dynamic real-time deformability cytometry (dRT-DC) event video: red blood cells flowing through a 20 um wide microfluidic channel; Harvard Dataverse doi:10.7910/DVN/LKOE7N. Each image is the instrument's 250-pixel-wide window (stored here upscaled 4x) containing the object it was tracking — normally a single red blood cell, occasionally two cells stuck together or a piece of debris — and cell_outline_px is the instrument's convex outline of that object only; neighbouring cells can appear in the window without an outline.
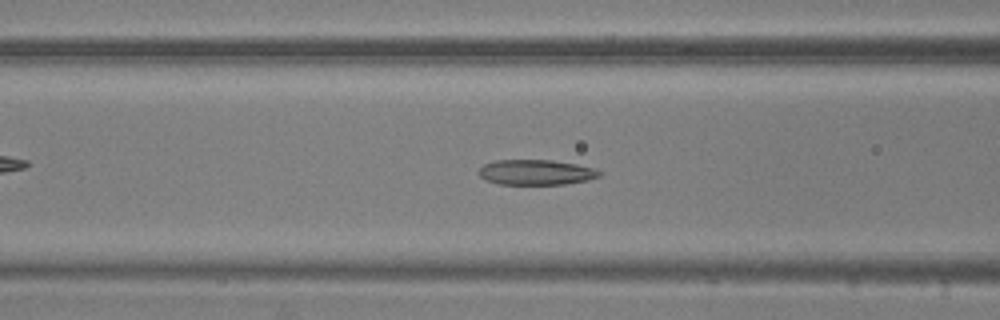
{"species": "common noctule bat (a hibernating species)", "species_latin": "Nyctalus noctula", "temperature_condition": "warm", "stored_images_in_passage": 52, "camera_frame_rate_fps": 3000, "um_per_image_px": 0.085, "animal": {"sex": "male", "body_mass_g": 20.5, "forearm_length_mm": 52.5}, "frame": {"image": 1, "passage_image": 19, "time_ms": 6.0, "image_size_px": [1000, 320], "cell_outline_px": [[600, 176], [588, 180], [564, 184], [500, 184], [484, 180], [480, 176], [480, 168], [484, 164], [496, 160], [552, 160], [576, 164], [592, 168], [600, 172]], "centroid_in_image_um": [45.54, 14.64], "position_along_channel_um": 121.1, "area_um2": 17.57}}
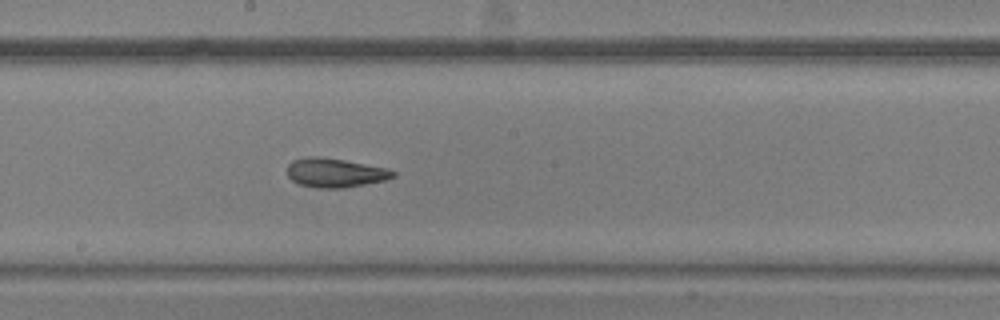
{"frame": {"image": 2, "passage_image": 27, "time_ms": 8.667, "image_size_px": [1000, 320], "cell_outline_px": [[396, 176], [384, 180], [344, 188], [316, 188], [300, 184], [292, 180], [288, 176], [288, 164], [292, 160], [304, 156], [320, 156], [344, 160], [388, 168], [396, 172]], "centroid_in_image_um": [28.47, 14.67], "position_along_channel_um": 219.7, "area_um2": 18.03}}
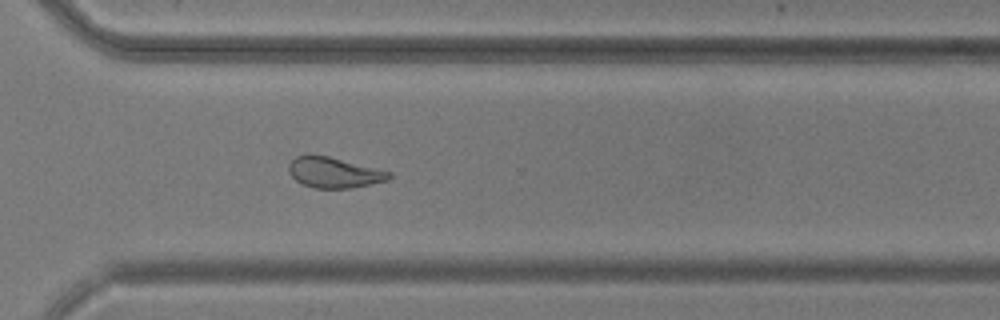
{"frame": {"image": 3, "passage_image": 37, "time_ms": 12.0, "image_size_px": [1000, 320], "cell_outline_px": [[392, 176], [388, 180], [352, 188], [312, 188], [296, 180], [288, 172], [288, 164], [296, 156], [308, 152], [328, 156], [392, 172]], "centroid_in_image_um": [28.35, 14.64], "position_along_channel_um": 342.2, "area_um2": 18.09}, "authors_computed_cell_mechanics": {"area_um2": 19.2185, "velocity_mm_per_s": 3.6974, "shape_relaxation_time_tau1_ms": 8.1956, "shape_relaxation_time_tau2_ms": 4.2849, "deformation_change_tau1": 0.2314, "deformation_change_tau2": 0.1112}}